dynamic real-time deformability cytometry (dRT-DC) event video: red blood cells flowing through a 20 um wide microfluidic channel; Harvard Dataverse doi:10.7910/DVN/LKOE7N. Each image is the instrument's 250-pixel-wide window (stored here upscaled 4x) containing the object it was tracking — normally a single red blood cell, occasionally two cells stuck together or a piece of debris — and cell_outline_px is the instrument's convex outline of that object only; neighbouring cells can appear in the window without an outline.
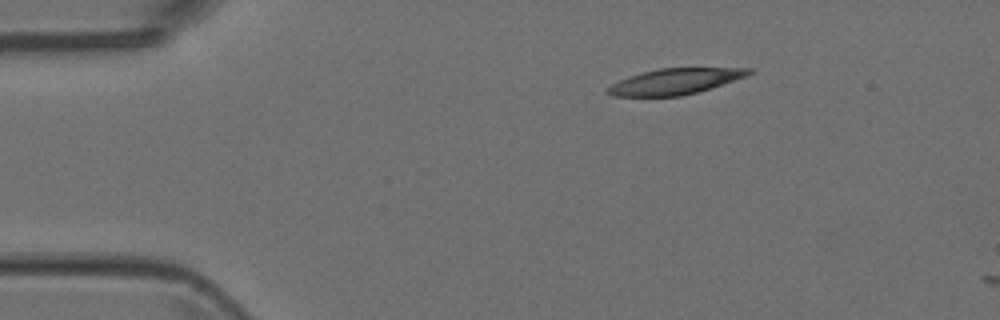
{"species": "Egyptian fruit bat (a non-hibernating species)", "species_latin": "Rousettus aegyptiacus", "temperature_condition": "room temperature", "stored_images_in_passage": 2, "camera_frame_rate_fps": 3000, "um_per_image_px": 0.085, "animal": {"sex": "female"}, "frame": {"image": 1, "passage_image": 1, "time_ms": 0.0, "image_size_px": [1000, 320], "cell_outline_px": [[756, 72], [748, 76], [696, 92], [680, 96], [612, 96], [604, 92], [604, 88], [628, 76], [660, 68], [756, 68]], "centroid_in_image_um": [57.39, 6.91], "position_along_channel_um": 27.6, "area_um2": 21.27}}